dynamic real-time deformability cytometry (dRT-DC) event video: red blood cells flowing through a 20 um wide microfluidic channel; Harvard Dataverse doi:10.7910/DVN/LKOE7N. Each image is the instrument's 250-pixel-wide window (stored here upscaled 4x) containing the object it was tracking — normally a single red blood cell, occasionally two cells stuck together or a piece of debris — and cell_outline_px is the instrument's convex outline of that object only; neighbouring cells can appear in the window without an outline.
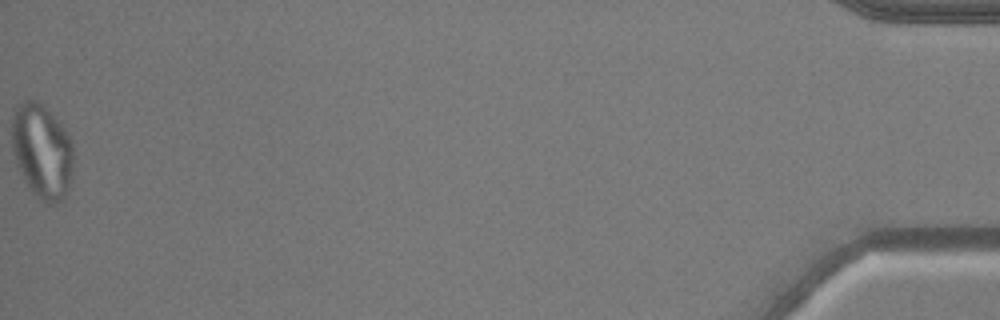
{"species": "common noctule bat (a hibernating species)", "species_latin": "Nyctalus noctula", "temperature_condition": "warm", "stored_images_in_passage": 39, "camera_frame_rate_fps": 3000, "um_per_image_px": 0.085, "animal": {"sex": "male", "body_mass_g": 20.5, "forearm_length_mm": 52.5}, "frame": {"image": 1, "passage_image": 39, "time_ms": 12.667, "image_size_px": [1000, 320], "cell_outline_px": [[72, 180], [64, 196], [56, 204], [48, 204], [40, 200], [32, 192], [20, 172], [16, 164], [12, 148], [12, 116], [16, 108], [28, 96], [36, 100], [64, 128], [72, 144]], "centroid_in_image_um": [3.55, 12.87], "position_along_channel_um": 431.6, "area_um2": 33.7}, "authors_computed_cell_mechanics": {"area_um2": 27.3972, "velocity_mm_per_s": 3.9127, "shape_relaxation_time_tau1_ms": null, "shape_relaxation_time_tau2_ms": 1.0665, "deformation_change_tau1": null, "deformation_change_tau2": 0.0916}}